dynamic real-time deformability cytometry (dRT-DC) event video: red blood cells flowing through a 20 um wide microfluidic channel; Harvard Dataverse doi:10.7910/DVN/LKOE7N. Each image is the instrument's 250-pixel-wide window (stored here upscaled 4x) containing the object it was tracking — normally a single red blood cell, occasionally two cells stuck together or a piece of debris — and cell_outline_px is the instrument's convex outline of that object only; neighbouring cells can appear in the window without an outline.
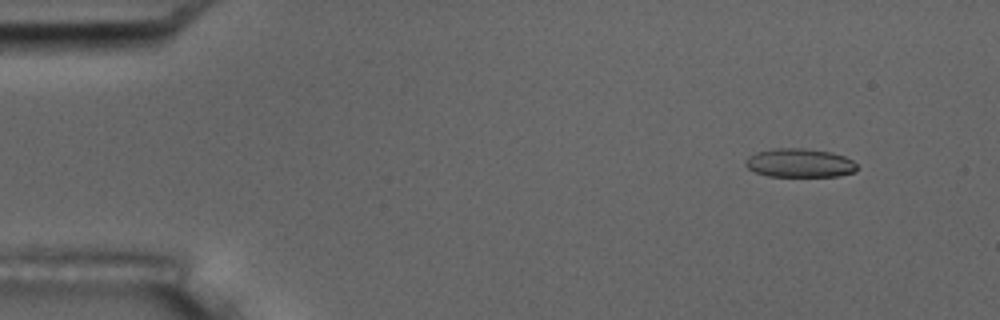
{"species": "common noctule bat (a hibernating species)", "species_latin": "Nyctalus noctula", "temperature_condition": "room temperature", "stored_images_in_passage": 55, "camera_frame_rate_fps": 3000, "um_per_image_px": 0.085, "animal": {"sex": "male", "body_mass_g": 17.5, "forearm_length_mm": 52.3}, "frame": {"image": 1, "passage_image": 6, "time_ms": 1.667, "image_size_px": [1000, 320], "cell_outline_px": [[856, 172], [836, 176], [768, 176], [756, 172], [748, 168], [744, 164], [744, 160], [748, 156], [756, 152], [772, 148], [804, 148], [828, 152], [844, 156], [852, 160], [856, 164]], "centroid_in_image_um": [67.93, 13.85], "position_along_channel_um": 17.1, "area_um2": 18.67}}
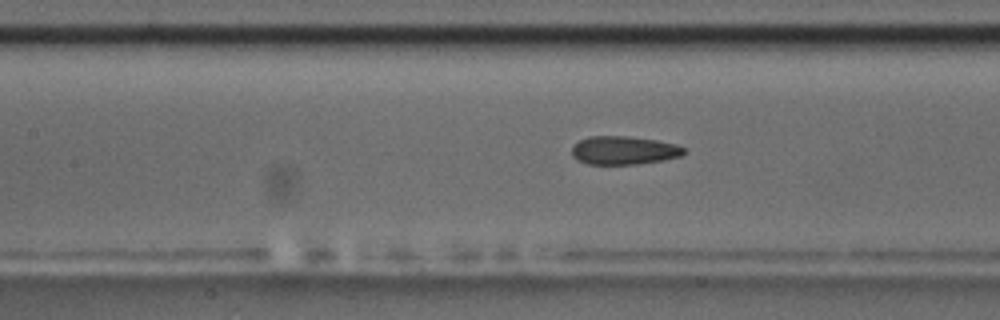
{"frame": {"image": 2, "passage_image": 25, "time_ms": 8.0, "image_size_px": [1000, 320], "cell_outline_px": [[684, 152], [680, 156], [664, 160], [636, 164], [588, 164], [576, 160], [572, 156], [572, 148], [580, 140], [588, 136], [628, 136], [656, 140], [676, 144], [684, 148]], "centroid_in_image_um": [53.0, 12.78], "position_along_channel_um": 154.4, "area_um2": 18.5}}
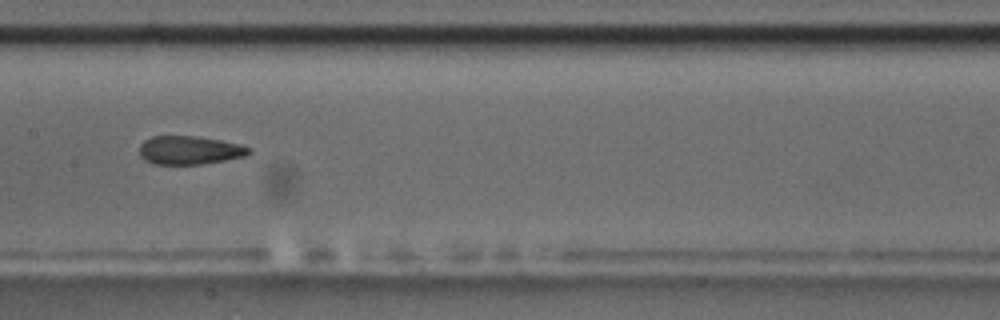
{"frame": {"image": 3, "passage_image": 28, "time_ms": 9.0, "image_size_px": [1000, 320], "cell_outline_px": [[252, 152], [244, 156], [224, 160], [200, 164], [152, 164], [144, 160], [140, 156], [140, 144], [144, 140], [152, 136], [196, 136], [220, 140], [240, 144], [252, 148]], "centroid_in_image_um": [16.1, 12.76], "position_along_channel_um": 191.3, "area_um2": 18.21}, "authors_computed_cell_mechanics": {"area_um2": 19.1318, "velocity_mm_per_s": 3.7262, "shape_relaxation_time_tau1_ms": null, "shape_relaxation_time_tau2_ms": 2.2021, "deformation_change_tau1": null, "deformation_change_tau2": 0.0882}}